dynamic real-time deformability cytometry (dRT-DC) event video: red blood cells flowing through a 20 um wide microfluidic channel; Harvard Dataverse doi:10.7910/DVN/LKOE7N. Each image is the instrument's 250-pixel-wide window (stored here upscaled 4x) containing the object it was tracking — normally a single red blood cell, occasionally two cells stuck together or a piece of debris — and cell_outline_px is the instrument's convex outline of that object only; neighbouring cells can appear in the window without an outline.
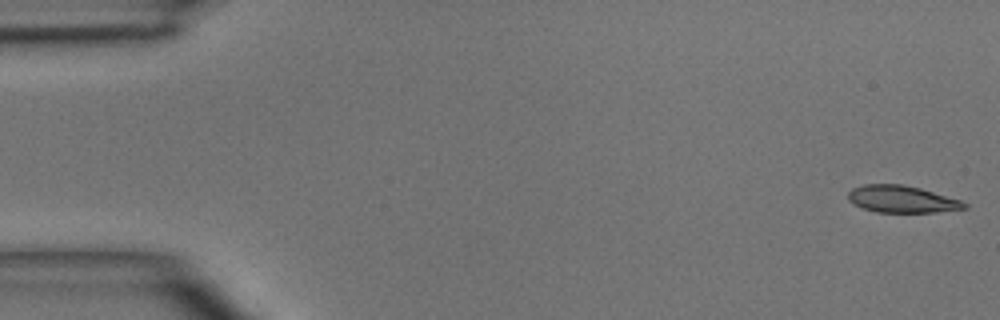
{"species": "common noctule bat (a hibernating species)", "species_latin": "Nyctalus noctula", "temperature_condition": "room temperature", "stored_images_in_passage": 6, "camera_frame_rate_fps": 3000, "um_per_image_px": 0.085, "animal": {"sex": "male", "body_mass_g": 15.6}, "frame": {"image": 1, "passage_image": 1, "time_ms": 0.0, "image_size_px": [1000, 320], "cell_outline_px": [[968, 208], [936, 212], [876, 212], [864, 208], [848, 200], [848, 192], [852, 188], [864, 184], [900, 184], [920, 188], [960, 200], [968, 204]], "centroid_in_image_um": [76.66, 16.92], "position_along_channel_um": 8.3, "area_um2": 18.15}}
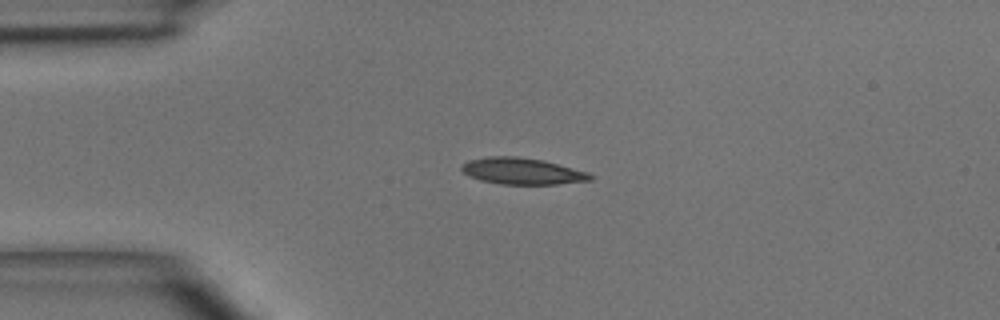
{"frame": {"image": 2, "passage_image": 4, "time_ms": 3.333, "image_size_px": [1000, 320], "cell_outline_px": [[596, 176], [592, 180], [556, 184], [500, 184], [480, 180], [468, 176], [460, 168], [468, 160], [488, 156], [516, 156], [544, 160], [588, 172]], "centroid_in_image_um": [44.4, 14.54], "position_along_channel_um": 40.6, "area_um2": 19.94}}
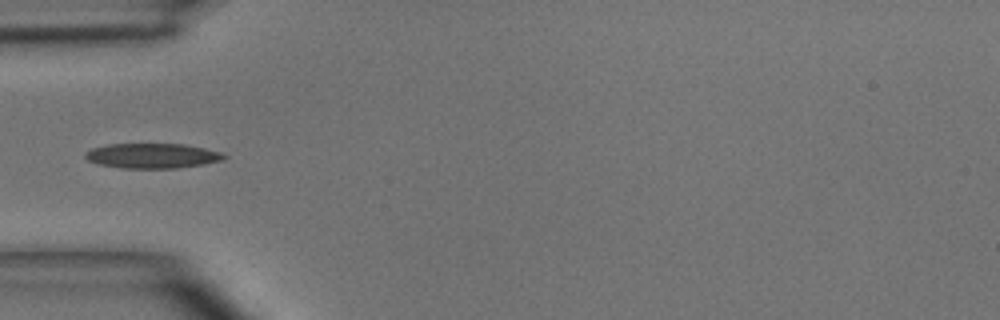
{"frame": {"image": 3, "passage_image": 5, "time_ms": 4.667, "image_size_px": [1000, 320], "cell_outline_px": [[228, 156], [220, 160], [204, 164], [176, 168], [120, 168], [100, 164], [88, 160], [84, 156], [84, 152], [92, 148], [108, 144], [184, 144], [204, 148], [220, 152]], "centroid_in_image_um": [12.92, 13.24], "position_along_channel_um": 72.1, "area_um2": 20.06}}